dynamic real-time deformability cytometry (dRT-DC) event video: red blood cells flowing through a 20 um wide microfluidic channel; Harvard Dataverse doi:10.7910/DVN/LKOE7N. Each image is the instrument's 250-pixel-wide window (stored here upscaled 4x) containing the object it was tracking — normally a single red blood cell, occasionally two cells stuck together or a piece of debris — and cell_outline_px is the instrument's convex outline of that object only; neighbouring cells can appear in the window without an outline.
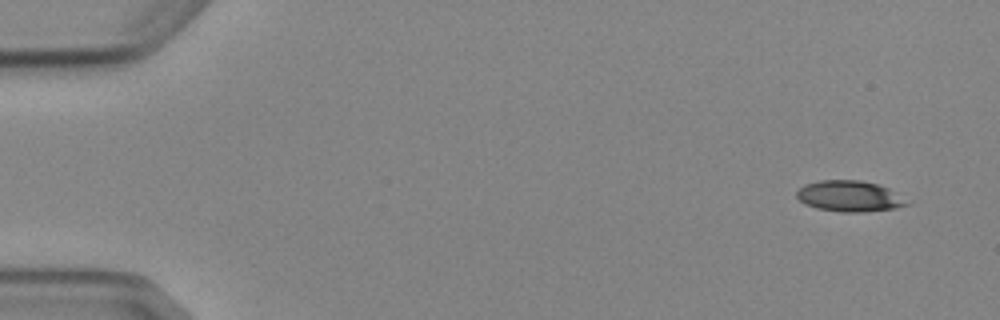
{"species": "Egyptian fruit bat (a non-hibernating species)", "species_latin": "Rousettus aegyptiacus", "temperature_condition": "cold", "stored_images_in_passage": 6, "segment_of_instrument_passage": [1, 2], "camera_frame_rate_fps": 3000, "um_per_image_px": 0.085, "animal": {"sex": "female"}, "frame": {"image": 1, "passage_image": 1, "time_ms": 0.0, "image_size_px": [1000, 320], "cell_outline_px": [[912, 204], [896, 208], [864, 212], [844, 212], [816, 208], [804, 204], [796, 196], [796, 192], [804, 184], [820, 180], [860, 180], [876, 184], [888, 188]], "centroid_in_image_um": [72.19, 16.68], "position_along_channel_um": 12.8, "area_um2": 19.83}}
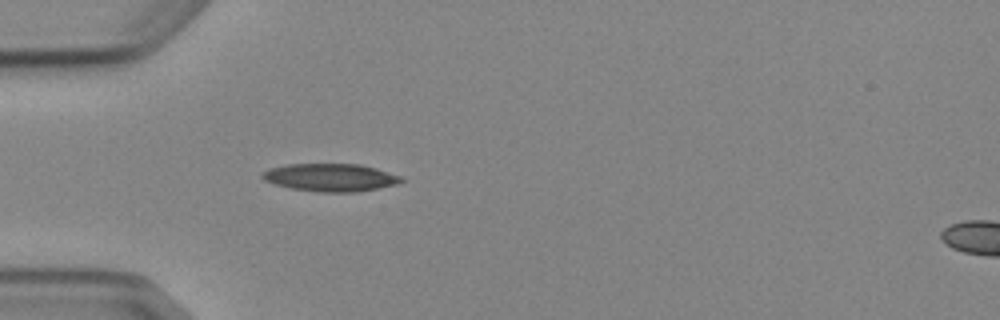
{"frame": {"image": 2, "passage_image": 5, "time_ms": 4.333, "image_size_px": [1000, 320], "cell_outline_px": [[404, 180], [396, 184], [360, 192], [316, 192], [292, 188], [276, 184], [264, 180], [260, 176], [260, 172], [268, 168], [288, 164], [360, 164], [376, 168], [400, 176]], "centroid_in_image_um": [28.06, 15.08], "position_along_channel_um": 56.9, "area_um2": 22.54}}